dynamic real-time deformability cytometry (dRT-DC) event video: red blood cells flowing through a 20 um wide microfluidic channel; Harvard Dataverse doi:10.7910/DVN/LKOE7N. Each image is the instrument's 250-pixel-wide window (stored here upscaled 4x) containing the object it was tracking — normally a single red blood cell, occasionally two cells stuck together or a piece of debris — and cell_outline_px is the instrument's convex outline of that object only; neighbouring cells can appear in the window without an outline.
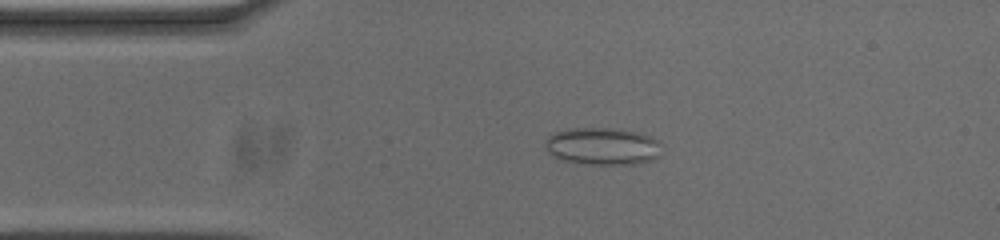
{"species": "common noctule bat (a hibernating species)", "species_latin": "Nyctalus noctula", "temperature_condition": "cold", "stored_images_in_passage": 53, "camera_frame_rate_fps": 3000, "um_per_image_px": 0.085, "animal": {"sex": "male", "body_mass_g": 20.0, "forearm_length_mm": 53.3}, "frame": {"image": 1, "passage_image": 10, "time_ms": 3.0, "image_size_px": [1000, 240], "cell_outline_px": [[660, 156], [652, 160], [632, 164], [584, 164], [560, 160], [552, 156], [548, 152], [544, 144], [548, 136], [556, 132], [568, 128], [608, 128], [640, 132], [660, 140]], "centroid_in_image_um": [51.21, 12.43], "position_along_channel_um": 33.8, "area_um2": 25.61}}
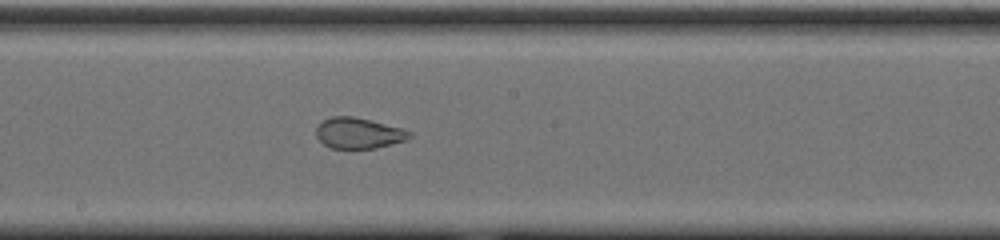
{"frame": {"image": 2, "passage_image": 27, "time_ms": 8.667, "image_size_px": [1000, 240], "cell_outline_px": [[412, 136], [404, 140], [376, 148], [332, 148], [324, 144], [316, 136], [316, 128], [324, 120], [332, 116], [352, 116], [404, 128], [412, 132]], "centroid_in_image_um": [30.49, 11.31], "position_along_channel_um": 217.7, "area_um2": 16.59}}
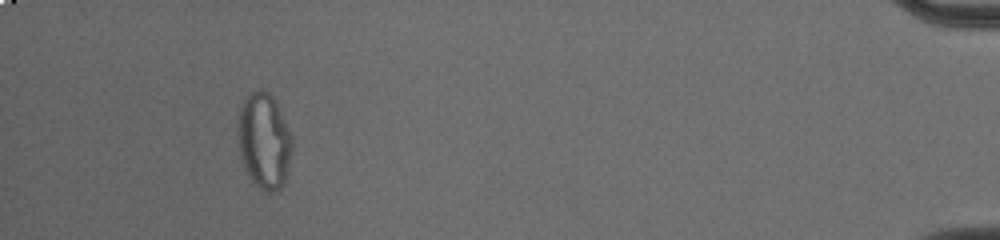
{"frame": {"image": 3, "passage_image": 49, "time_ms": 16.0, "image_size_px": [1000, 240], "cell_outline_px": [[292, 148], [284, 184], [280, 188], [272, 192], [268, 192], [260, 188], [252, 180], [244, 168], [240, 156], [236, 132], [236, 124], [240, 104], [252, 92], [260, 88], [268, 92], [276, 100], [292, 136]], "centroid_in_image_um": [22.42, 11.94], "position_along_channel_um": 412.8, "area_um2": 30.63}, "authors_computed_cell_mechanics": {"area_um2": 23.409, "velocity_mm_per_s": 3.7065, "shape_relaxation_time_tau1_ms": null, "shape_relaxation_time_tau2_ms": 1.0606, "deformation_change_tau1": null, "deformation_change_tau2": 0.0585}}